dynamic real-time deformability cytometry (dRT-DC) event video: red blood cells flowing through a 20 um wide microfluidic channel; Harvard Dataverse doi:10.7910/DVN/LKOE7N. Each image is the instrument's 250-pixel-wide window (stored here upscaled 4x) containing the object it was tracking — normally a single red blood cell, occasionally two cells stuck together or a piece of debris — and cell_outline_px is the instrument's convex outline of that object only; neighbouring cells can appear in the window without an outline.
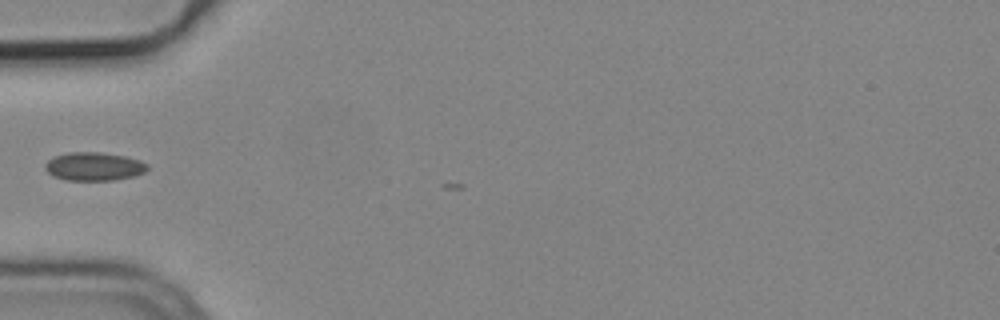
{"species": "common noctule bat (a hibernating species)", "species_latin": "Nyctalus noctula", "temperature_condition": "cold", "stored_images_in_passage": 8, "camera_frame_rate_fps": 3000, "um_per_image_px": 0.085, "animal": {"sex": "male", "body_mass_g": 19.2, "forearm_length_mm": 51.8}, "frame": {"image": 1, "passage_image": 2, "time_ms": 0.333, "image_size_px": [1000, 320], "cell_outline_px": [[148, 168], [144, 172], [136, 176], [112, 180], [64, 180], [52, 176], [44, 168], [44, 164], [52, 156], [68, 152], [100, 152], [124, 156], [140, 160], [148, 164]], "centroid_in_image_um": [7.96, 14.15], "position_along_channel_um": 77.0, "area_um2": 17.11}}
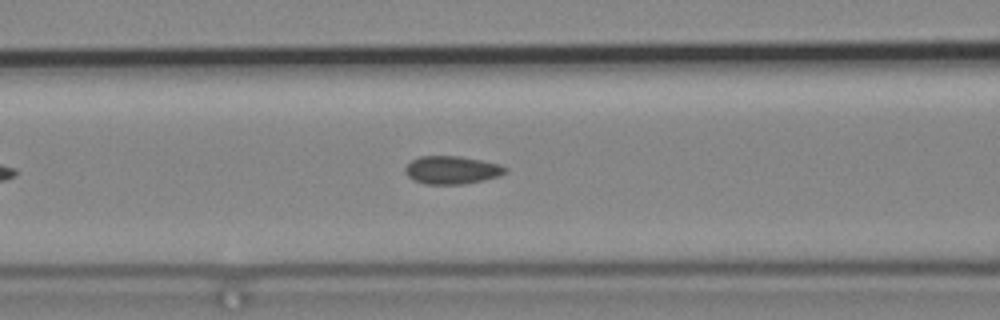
{"frame": {"image": 2, "passage_image": 6, "time_ms": 1.667, "image_size_px": [1000, 320], "cell_outline_px": [[508, 168], [500, 176], [484, 180], [464, 184], [424, 184], [412, 180], [404, 172], [404, 168], [412, 160], [420, 156], [460, 156], [500, 164]], "centroid_in_image_um": [38.39, 14.45], "position_along_channel_um": 128.2, "area_um2": 16.42}}